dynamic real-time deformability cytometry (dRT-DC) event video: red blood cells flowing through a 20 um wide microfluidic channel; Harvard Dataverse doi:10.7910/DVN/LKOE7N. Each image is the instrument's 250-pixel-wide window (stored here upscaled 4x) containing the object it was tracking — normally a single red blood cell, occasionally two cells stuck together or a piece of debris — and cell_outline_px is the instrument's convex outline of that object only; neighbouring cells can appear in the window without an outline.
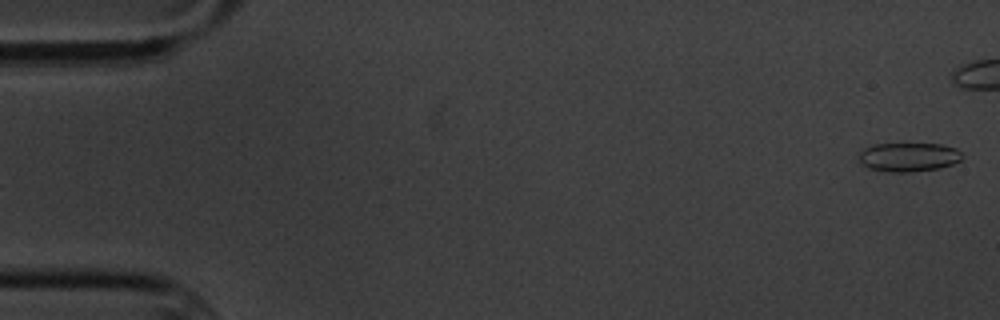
{"species": "common noctule bat (a hibernating species)", "species_latin": "Nyctalus noctula", "temperature_condition": "cold", "stored_images_in_passage": 4, "segment_of_instrument_passage": [2, 2], "camera_frame_rate_fps": 3000, "um_per_image_px": 0.085, "animal": {"sex": "male", "body_mass_g": 20.1, "forearm_length_mm": 53.5}, "frame": {"image": 1, "passage_image": 4, "time_ms": 4.333, "image_size_px": [1000, 320], "cell_outline_px": [[964, 156], [960, 160], [952, 164], [940, 168], [908, 172], [888, 172], [868, 168], [860, 160], [860, 152], [864, 148], [876, 144], [940, 144], [956, 148]], "centroid_in_image_um": [77.26, 13.35], "position_along_channel_um": 7.7, "area_um2": 17.28}}